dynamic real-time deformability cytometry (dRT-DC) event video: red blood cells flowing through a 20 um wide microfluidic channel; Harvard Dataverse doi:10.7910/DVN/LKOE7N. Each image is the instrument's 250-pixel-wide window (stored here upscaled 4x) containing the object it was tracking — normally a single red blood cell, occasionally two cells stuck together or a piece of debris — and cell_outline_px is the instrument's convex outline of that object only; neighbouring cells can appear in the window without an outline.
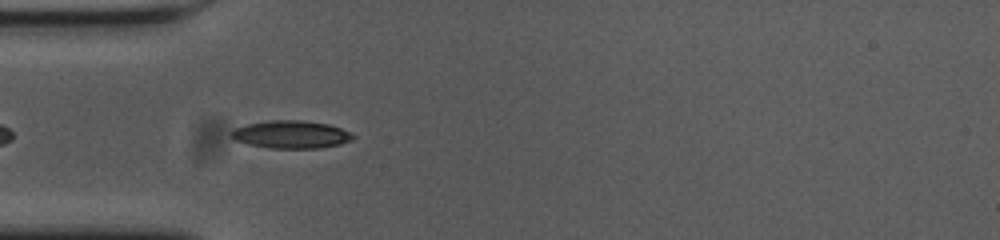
{"species": "common noctule bat (a hibernating species)", "species_latin": "Nyctalus noctula", "temperature_condition": "cold", "stored_images_in_passage": 41, "camera_frame_rate_fps": 3000, "um_per_image_px": 0.085, "animal": {"sex": "female", "body_mass_g": 23.0, "forearm_length_mm": 53.4}, "frame": {"image": 1, "passage_image": 4, "time_ms": 1.0, "image_size_px": [1000, 240], "cell_outline_px": [[356, 136], [352, 140], [340, 144], [316, 148], [272, 148], [248, 144], [236, 140], [228, 132], [236, 128], [248, 124], [268, 120], [300, 120], [328, 124], [340, 128]], "centroid_in_image_um": [24.74, 11.42], "position_along_channel_um": 60.3, "area_um2": 19.48}}
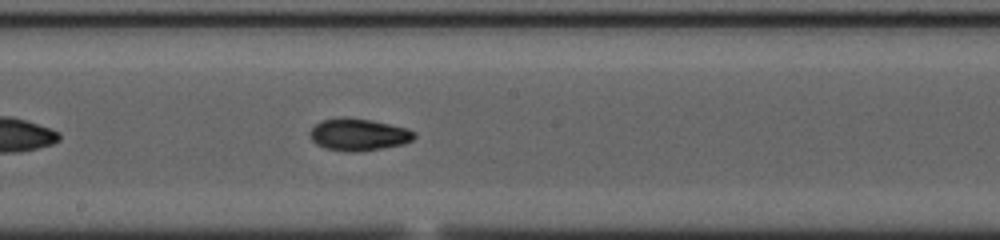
{"frame": {"image": 2, "passage_image": 17, "time_ms": 5.333, "image_size_px": [1000, 240], "cell_outline_px": [[416, 136], [412, 140], [404, 144], [360, 152], [344, 152], [324, 148], [316, 144], [312, 140], [308, 132], [320, 120], [340, 116], [344, 116], [372, 120], [404, 128], [416, 132]], "centroid_in_image_um": [30.43, 11.44], "position_along_channel_um": 217.8, "area_um2": 19.83}}
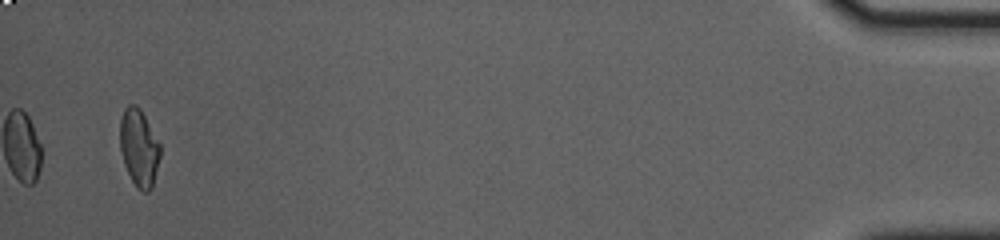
{"frame": {"image": 3, "passage_image": 41, "time_ms": 13.333, "image_size_px": [1000, 240], "cell_outline_px": [[160, 156], [152, 188], [148, 192], [140, 192], [136, 188], [124, 164], [120, 148], [120, 120], [124, 108], [128, 104], [136, 104], [140, 108], [160, 144]], "centroid_in_image_um": [11.81, 12.56], "position_along_channel_um": 423.4, "area_um2": 18.15}, "authors_computed_cell_mechanics": {"area_um2": 18.5538, "velocity_mm_per_s": 3.6686, "shape_relaxation_time_tau1_ms": 10.7583, "shape_relaxation_time_tau2_ms": 3.5959, "deformation_change_tau1": 0.2406, "deformation_change_tau2": 0.0744}}